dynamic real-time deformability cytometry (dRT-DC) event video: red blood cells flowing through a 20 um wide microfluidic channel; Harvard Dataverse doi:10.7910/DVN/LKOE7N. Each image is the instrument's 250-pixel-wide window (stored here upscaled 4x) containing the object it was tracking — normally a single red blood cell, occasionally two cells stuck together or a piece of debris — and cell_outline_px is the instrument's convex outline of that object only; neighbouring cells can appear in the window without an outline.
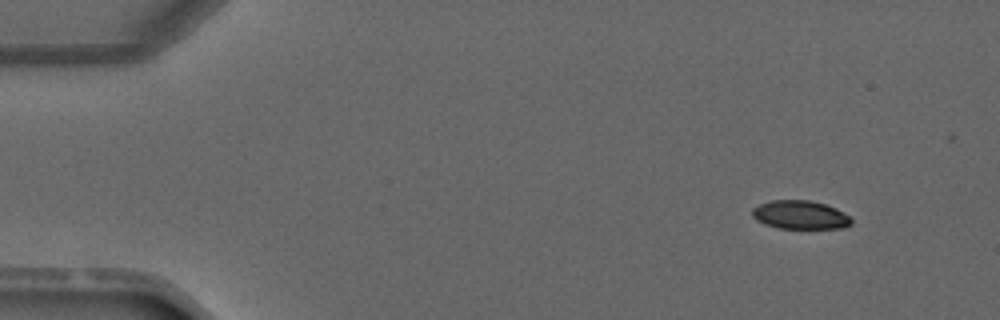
{"species": "common noctule bat (a hibernating species)", "species_latin": "Nyctalus noctula", "temperature_condition": "warm", "stored_images_in_passage": 3, "camera_frame_rate_fps": 3000, "um_per_image_px": 0.085, "animal": {"sex": "male", "forearm_length_mm": 52.5}, "frame": {"image": 1, "passage_image": 1, "time_ms": 0.0, "image_size_px": [1000, 320], "cell_outline_px": [[852, 224], [844, 228], [780, 228], [764, 224], [756, 220], [752, 216], [752, 208], [760, 204], [772, 200], [808, 200], [824, 204], [836, 208], [848, 216], [852, 220]], "centroid_in_image_um": [68.0, 18.27], "position_along_channel_um": 17.0, "area_um2": 16.42}}